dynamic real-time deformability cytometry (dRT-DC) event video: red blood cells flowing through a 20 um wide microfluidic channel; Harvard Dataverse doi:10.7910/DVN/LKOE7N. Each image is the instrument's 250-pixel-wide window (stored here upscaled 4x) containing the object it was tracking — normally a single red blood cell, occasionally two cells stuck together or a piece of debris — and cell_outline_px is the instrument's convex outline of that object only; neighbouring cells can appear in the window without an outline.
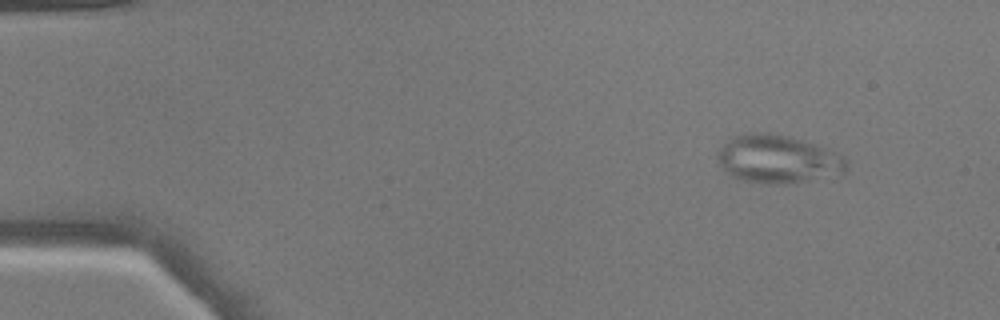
{"species": "common noctule bat (a hibernating species)", "species_latin": "Nyctalus noctula", "temperature_condition": "warm", "stored_images_in_passage": 46, "camera_frame_rate_fps": 3000, "um_per_image_px": 0.085, "animal": {"sex": "male", "body_mass_g": 17.9}, "frame": {"image": 1, "passage_image": 1, "time_ms": 0.0, "image_size_px": [1000, 320], "cell_outline_px": [[848, 168], [844, 172], [788, 184], [768, 184], [744, 180], [732, 176], [716, 160], [716, 156], [720, 148], [728, 140], [736, 136], [748, 132], [768, 132], [788, 136], [816, 144], [844, 156], [848, 160]], "centroid_in_image_um": [66.12, 13.51], "position_along_channel_um": 18.9, "area_um2": 35.95}}
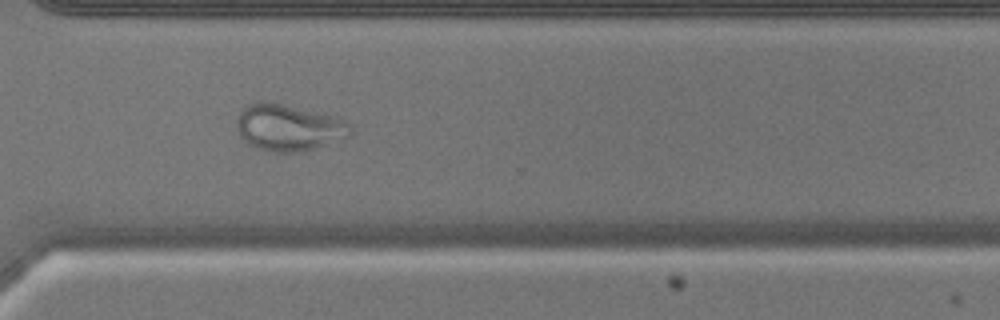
{"frame": {"image": 2, "passage_image": 33, "time_ms": 10.667, "image_size_px": [1000, 320], "cell_outline_px": [[352, 136], [344, 140], [296, 152], [276, 152], [256, 148], [248, 144], [240, 136], [236, 128], [236, 120], [240, 112], [248, 104], [256, 100], [272, 100], [332, 116], [352, 124]], "centroid_in_image_um": [24.52, 10.82], "position_along_channel_um": 346.1, "area_um2": 31.39}}